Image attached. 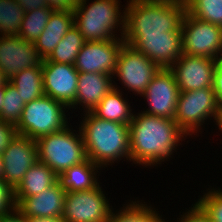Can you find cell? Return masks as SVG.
Masks as SVG:
<instances>
[{
    "label": "cell",
    "instance_id": "5",
    "mask_svg": "<svg viewBox=\"0 0 222 222\" xmlns=\"http://www.w3.org/2000/svg\"><path fill=\"white\" fill-rule=\"evenodd\" d=\"M71 127L70 123L61 131L36 140L38 161L45 163L58 176L87 159L81 129L73 130Z\"/></svg>",
    "mask_w": 222,
    "mask_h": 222
},
{
    "label": "cell",
    "instance_id": "13",
    "mask_svg": "<svg viewBox=\"0 0 222 222\" xmlns=\"http://www.w3.org/2000/svg\"><path fill=\"white\" fill-rule=\"evenodd\" d=\"M220 61L203 56L182 54L169 68L180 92L213 87L214 72Z\"/></svg>",
    "mask_w": 222,
    "mask_h": 222
},
{
    "label": "cell",
    "instance_id": "30",
    "mask_svg": "<svg viewBox=\"0 0 222 222\" xmlns=\"http://www.w3.org/2000/svg\"><path fill=\"white\" fill-rule=\"evenodd\" d=\"M25 102L18 90L9 81L5 84L3 104L0 110V120L16 126L20 120Z\"/></svg>",
    "mask_w": 222,
    "mask_h": 222
},
{
    "label": "cell",
    "instance_id": "19",
    "mask_svg": "<svg viewBox=\"0 0 222 222\" xmlns=\"http://www.w3.org/2000/svg\"><path fill=\"white\" fill-rule=\"evenodd\" d=\"M112 89V75L98 72H78L76 98L74 104L69 109L70 111H74L82 107L80 112L82 110L83 113L91 112Z\"/></svg>",
    "mask_w": 222,
    "mask_h": 222
},
{
    "label": "cell",
    "instance_id": "29",
    "mask_svg": "<svg viewBox=\"0 0 222 222\" xmlns=\"http://www.w3.org/2000/svg\"><path fill=\"white\" fill-rule=\"evenodd\" d=\"M186 11L199 20L222 27V0H186Z\"/></svg>",
    "mask_w": 222,
    "mask_h": 222
},
{
    "label": "cell",
    "instance_id": "39",
    "mask_svg": "<svg viewBox=\"0 0 222 222\" xmlns=\"http://www.w3.org/2000/svg\"><path fill=\"white\" fill-rule=\"evenodd\" d=\"M26 222H65L62 217H25Z\"/></svg>",
    "mask_w": 222,
    "mask_h": 222
},
{
    "label": "cell",
    "instance_id": "11",
    "mask_svg": "<svg viewBox=\"0 0 222 222\" xmlns=\"http://www.w3.org/2000/svg\"><path fill=\"white\" fill-rule=\"evenodd\" d=\"M179 93L174 73L169 68H162L153 77L145 93L141 96L149 106L141 112L174 119Z\"/></svg>",
    "mask_w": 222,
    "mask_h": 222
},
{
    "label": "cell",
    "instance_id": "16",
    "mask_svg": "<svg viewBox=\"0 0 222 222\" xmlns=\"http://www.w3.org/2000/svg\"><path fill=\"white\" fill-rule=\"evenodd\" d=\"M44 95L70 108L76 98L78 71L74 65L43 61Z\"/></svg>",
    "mask_w": 222,
    "mask_h": 222
},
{
    "label": "cell",
    "instance_id": "6",
    "mask_svg": "<svg viewBox=\"0 0 222 222\" xmlns=\"http://www.w3.org/2000/svg\"><path fill=\"white\" fill-rule=\"evenodd\" d=\"M69 110L66 105L47 95L32 100L25 104L20 120L15 126L17 134L37 140L59 132L69 125L71 116L68 118L66 114Z\"/></svg>",
    "mask_w": 222,
    "mask_h": 222
},
{
    "label": "cell",
    "instance_id": "31",
    "mask_svg": "<svg viewBox=\"0 0 222 222\" xmlns=\"http://www.w3.org/2000/svg\"><path fill=\"white\" fill-rule=\"evenodd\" d=\"M210 187L202 193V196L199 195L195 203L211 222H222V189Z\"/></svg>",
    "mask_w": 222,
    "mask_h": 222
},
{
    "label": "cell",
    "instance_id": "40",
    "mask_svg": "<svg viewBox=\"0 0 222 222\" xmlns=\"http://www.w3.org/2000/svg\"><path fill=\"white\" fill-rule=\"evenodd\" d=\"M136 2H154V3H171V4H186V0H132Z\"/></svg>",
    "mask_w": 222,
    "mask_h": 222
},
{
    "label": "cell",
    "instance_id": "38",
    "mask_svg": "<svg viewBox=\"0 0 222 222\" xmlns=\"http://www.w3.org/2000/svg\"><path fill=\"white\" fill-rule=\"evenodd\" d=\"M0 222H26V219L18 209H15L9 214L0 216Z\"/></svg>",
    "mask_w": 222,
    "mask_h": 222
},
{
    "label": "cell",
    "instance_id": "32",
    "mask_svg": "<svg viewBox=\"0 0 222 222\" xmlns=\"http://www.w3.org/2000/svg\"><path fill=\"white\" fill-rule=\"evenodd\" d=\"M15 209L14 189L0 179V216L9 214Z\"/></svg>",
    "mask_w": 222,
    "mask_h": 222
},
{
    "label": "cell",
    "instance_id": "14",
    "mask_svg": "<svg viewBox=\"0 0 222 222\" xmlns=\"http://www.w3.org/2000/svg\"><path fill=\"white\" fill-rule=\"evenodd\" d=\"M2 159L3 180L15 189L38 161L36 140L17 134L2 152Z\"/></svg>",
    "mask_w": 222,
    "mask_h": 222
},
{
    "label": "cell",
    "instance_id": "10",
    "mask_svg": "<svg viewBox=\"0 0 222 222\" xmlns=\"http://www.w3.org/2000/svg\"><path fill=\"white\" fill-rule=\"evenodd\" d=\"M92 189L66 192L62 218L65 222H108L112 204L100 185Z\"/></svg>",
    "mask_w": 222,
    "mask_h": 222
},
{
    "label": "cell",
    "instance_id": "7",
    "mask_svg": "<svg viewBox=\"0 0 222 222\" xmlns=\"http://www.w3.org/2000/svg\"><path fill=\"white\" fill-rule=\"evenodd\" d=\"M221 112L222 102L213 87L185 91L179 93L174 120L187 136L198 137L202 125L213 119L216 125Z\"/></svg>",
    "mask_w": 222,
    "mask_h": 222
},
{
    "label": "cell",
    "instance_id": "33",
    "mask_svg": "<svg viewBox=\"0 0 222 222\" xmlns=\"http://www.w3.org/2000/svg\"><path fill=\"white\" fill-rule=\"evenodd\" d=\"M187 210H185L186 212L183 211V215L180 214L176 222H211L196 203L192 204Z\"/></svg>",
    "mask_w": 222,
    "mask_h": 222
},
{
    "label": "cell",
    "instance_id": "27",
    "mask_svg": "<svg viewBox=\"0 0 222 222\" xmlns=\"http://www.w3.org/2000/svg\"><path fill=\"white\" fill-rule=\"evenodd\" d=\"M53 11L54 9L45 7L25 12L18 36L23 40L35 42L45 29Z\"/></svg>",
    "mask_w": 222,
    "mask_h": 222
},
{
    "label": "cell",
    "instance_id": "1",
    "mask_svg": "<svg viewBox=\"0 0 222 222\" xmlns=\"http://www.w3.org/2000/svg\"><path fill=\"white\" fill-rule=\"evenodd\" d=\"M129 124L130 162L149 169L169 161L188 139L174 119L134 112ZM185 138V139H184ZM181 141V143H180ZM169 159V160H168Z\"/></svg>",
    "mask_w": 222,
    "mask_h": 222
},
{
    "label": "cell",
    "instance_id": "35",
    "mask_svg": "<svg viewBox=\"0 0 222 222\" xmlns=\"http://www.w3.org/2000/svg\"><path fill=\"white\" fill-rule=\"evenodd\" d=\"M25 12L49 7L46 0H15Z\"/></svg>",
    "mask_w": 222,
    "mask_h": 222
},
{
    "label": "cell",
    "instance_id": "22",
    "mask_svg": "<svg viewBox=\"0 0 222 222\" xmlns=\"http://www.w3.org/2000/svg\"><path fill=\"white\" fill-rule=\"evenodd\" d=\"M102 170L87 158L84 162L71 166L58 177L66 192L83 191L95 188L100 183L98 178Z\"/></svg>",
    "mask_w": 222,
    "mask_h": 222
},
{
    "label": "cell",
    "instance_id": "25",
    "mask_svg": "<svg viewBox=\"0 0 222 222\" xmlns=\"http://www.w3.org/2000/svg\"><path fill=\"white\" fill-rule=\"evenodd\" d=\"M8 81L18 90L25 103L44 95L42 65L24 69Z\"/></svg>",
    "mask_w": 222,
    "mask_h": 222
},
{
    "label": "cell",
    "instance_id": "12",
    "mask_svg": "<svg viewBox=\"0 0 222 222\" xmlns=\"http://www.w3.org/2000/svg\"><path fill=\"white\" fill-rule=\"evenodd\" d=\"M124 43L123 38L86 41L76 57L74 67L78 72H98L113 76Z\"/></svg>",
    "mask_w": 222,
    "mask_h": 222
},
{
    "label": "cell",
    "instance_id": "43",
    "mask_svg": "<svg viewBox=\"0 0 222 222\" xmlns=\"http://www.w3.org/2000/svg\"><path fill=\"white\" fill-rule=\"evenodd\" d=\"M216 126L218 127V129L222 133V112L219 115V118L217 120Z\"/></svg>",
    "mask_w": 222,
    "mask_h": 222
},
{
    "label": "cell",
    "instance_id": "26",
    "mask_svg": "<svg viewBox=\"0 0 222 222\" xmlns=\"http://www.w3.org/2000/svg\"><path fill=\"white\" fill-rule=\"evenodd\" d=\"M85 42L83 35L74 25L67 31L52 53L43 61L74 65L76 57Z\"/></svg>",
    "mask_w": 222,
    "mask_h": 222
},
{
    "label": "cell",
    "instance_id": "21",
    "mask_svg": "<svg viewBox=\"0 0 222 222\" xmlns=\"http://www.w3.org/2000/svg\"><path fill=\"white\" fill-rule=\"evenodd\" d=\"M116 80L113 89L101 100L99 105L91 112L104 120L129 125L134 115L129 99L123 97V89L119 88Z\"/></svg>",
    "mask_w": 222,
    "mask_h": 222
},
{
    "label": "cell",
    "instance_id": "18",
    "mask_svg": "<svg viewBox=\"0 0 222 222\" xmlns=\"http://www.w3.org/2000/svg\"><path fill=\"white\" fill-rule=\"evenodd\" d=\"M66 191L58 180L53 186L30 197H15L16 209L25 217H62Z\"/></svg>",
    "mask_w": 222,
    "mask_h": 222
},
{
    "label": "cell",
    "instance_id": "41",
    "mask_svg": "<svg viewBox=\"0 0 222 222\" xmlns=\"http://www.w3.org/2000/svg\"><path fill=\"white\" fill-rule=\"evenodd\" d=\"M8 82V79L4 76L2 70L0 69V86H5Z\"/></svg>",
    "mask_w": 222,
    "mask_h": 222
},
{
    "label": "cell",
    "instance_id": "42",
    "mask_svg": "<svg viewBox=\"0 0 222 222\" xmlns=\"http://www.w3.org/2000/svg\"><path fill=\"white\" fill-rule=\"evenodd\" d=\"M5 86H0V110L3 104Z\"/></svg>",
    "mask_w": 222,
    "mask_h": 222
},
{
    "label": "cell",
    "instance_id": "2",
    "mask_svg": "<svg viewBox=\"0 0 222 222\" xmlns=\"http://www.w3.org/2000/svg\"><path fill=\"white\" fill-rule=\"evenodd\" d=\"M82 115L79 128L87 158L104 170L117 161L130 163L129 125L101 119L92 112Z\"/></svg>",
    "mask_w": 222,
    "mask_h": 222
},
{
    "label": "cell",
    "instance_id": "4",
    "mask_svg": "<svg viewBox=\"0 0 222 222\" xmlns=\"http://www.w3.org/2000/svg\"><path fill=\"white\" fill-rule=\"evenodd\" d=\"M88 1L90 0H77L72 9L74 25L84 39L86 41H105L123 38L125 8L121 10V7L126 5H122L120 0H94L91 3Z\"/></svg>",
    "mask_w": 222,
    "mask_h": 222
},
{
    "label": "cell",
    "instance_id": "37",
    "mask_svg": "<svg viewBox=\"0 0 222 222\" xmlns=\"http://www.w3.org/2000/svg\"><path fill=\"white\" fill-rule=\"evenodd\" d=\"M50 8L54 10H72L77 0H46Z\"/></svg>",
    "mask_w": 222,
    "mask_h": 222
},
{
    "label": "cell",
    "instance_id": "24",
    "mask_svg": "<svg viewBox=\"0 0 222 222\" xmlns=\"http://www.w3.org/2000/svg\"><path fill=\"white\" fill-rule=\"evenodd\" d=\"M126 200L123 207L114 210L112 207L108 222H168L169 220L163 219L164 215H160V211L154 208L151 203H146L144 200Z\"/></svg>",
    "mask_w": 222,
    "mask_h": 222
},
{
    "label": "cell",
    "instance_id": "3",
    "mask_svg": "<svg viewBox=\"0 0 222 222\" xmlns=\"http://www.w3.org/2000/svg\"><path fill=\"white\" fill-rule=\"evenodd\" d=\"M185 13L186 4L127 0L123 39L130 46L139 36L182 32L181 23Z\"/></svg>",
    "mask_w": 222,
    "mask_h": 222
},
{
    "label": "cell",
    "instance_id": "8",
    "mask_svg": "<svg viewBox=\"0 0 222 222\" xmlns=\"http://www.w3.org/2000/svg\"><path fill=\"white\" fill-rule=\"evenodd\" d=\"M181 31L183 54L222 62V27L199 20L186 11Z\"/></svg>",
    "mask_w": 222,
    "mask_h": 222
},
{
    "label": "cell",
    "instance_id": "9",
    "mask_svg": "<svg viewBox=\"0 0 222 222\" xmlns=\"http://www.w3.org/2000/svg\"><path fill=\"white\" fill-rule=\"evenodd\" d=\"M160 69L144 54L124 43L120 49L117 66L112 78L113 81L118 78L125 91L128 90L133 95L135 93V96L139 95L141 97Z\"/></svg>",
    "mask_w": 222,
    "mask_h": 222
},
{
    "label": "cell",
    "instance_id": "20",
    "mask_svg": "<svg viewBox=\"0 0 222 222\" xmlns=\"http://www.w3.org/2000/svg\"><path fill=\"white\" fill-rule=\"evenodd\" d=\"M73 26L74 14L72 10H54L45 29L34 42L40 56L46 59Z\"/></svg>",
    "mask_w": 222,
    "mask_h": 222
},
{
    "label": "cell",
    "instance_id": "15",
    "mask_svg": "<svg viewBox=\"0 0 222 222\" xmlns=\"http://www.w3.org/2000/svg\"><path fill=\"white\" fill-rule=\"evenodd\" d=\"M42 62L34 42L18 35L0 36V69L8 80L24 69L41 66Z\"/></svg>",
    "mask_w": 222,
    "mask_h": 222
},
{
    "label": "cell",
    "instance_id": "44",
    "mask_svg": "<svg viewBox=\"0 0 222 222\" xmlns=\"http://www.w3.org/2000/svg\"><path fill=\"white\" fill-rule=\"evenodd\" d=\"M0 179H3V159H2V154H0Z\"/></svg>",
    "mask_w": 222,
    "mask_h": 222
},
{
    "label": "cell",
    "instance_id": "34",
    "mask_svg": "<svg viewBox=\"0 0 222 222\" xmlns=\"http://www.w3.org/2000/svg\"><path fill=\"white\" fill-rule=\"evenodd\" d=\"M17 135L16 127L0 120V154Z\"/></svg>",
    "mask_w": 222,
    "mask_h": 222
},
{
    "label": "cell",
    "instance_id": "17",
    "mask_svg": "<svg viewBox=\"0 0 222 222\" xmlns=\"http://www.w3.org/2000/svg\"><path fill=\"white\" fill-rule=\"evenodd\" d=\"M130 46L144 54L161 69L170 68L183 54L182 32L139 36Z\"/></svg>",
    "mask_w": 222,
    "mask_h": 222
},
{
    "label": "cell",
    "instance_id": "36",
    "mask_svg": "<svg viewBox=\"0 0 222 222\" xmlns=\"http://www.w3.org/2000/svg\"><path fill=\"white\" fill-rule=\"evenodd\" d=\"M213 89L216 96L222 102V62L218 64L214 72Z\"/></svg>",
    "mask_w": 222,
    "mask_h": 222
},
{
    "label": "cell",
    "instance_id": "28",
    "mask_svg": "<svg viewBox=\"0 0 222 222\" xmlns=\"http://www.w3.org/2000/svg\"><path fill=\"white\" fill-rule=\"evenodd\" d=\"M24 14L15 0H0V36L18 35Z\"/></svg>",
    "mask_w": 222,
    "mask_h": 222
},
{
    "label": "cell",
    "instance_id": "23",
    "mask_svg": "<svg viewBox=\"0 0 222 222\" xmlns=\"http://www.w3.org/2000/svg\"><path fill=\"white\" fill-rule=\"evenodd\" d=\"M58 180V175L52 169L45 163L37 161L14 189V197L34 196L53 186Z\"/></svg>",
    "mask_w": 222,
    "mask_h": 222
}]
</instances>
